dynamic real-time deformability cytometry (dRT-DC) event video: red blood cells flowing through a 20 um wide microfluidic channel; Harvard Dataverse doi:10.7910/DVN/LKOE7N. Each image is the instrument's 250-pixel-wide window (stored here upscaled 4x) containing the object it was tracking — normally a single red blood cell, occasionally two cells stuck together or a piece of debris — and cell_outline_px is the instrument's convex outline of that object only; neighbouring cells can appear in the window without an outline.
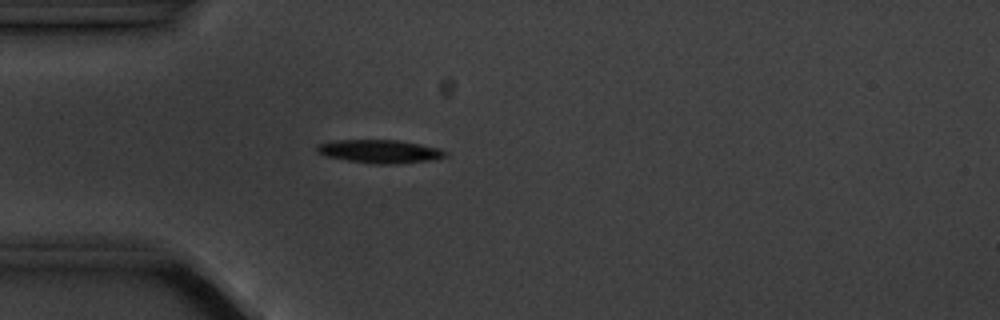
{"species": "common noctule bat (a hibernating species)", "species_latin": "Nyctalus noctula", "temperature_condition": "cold", "stored_images_in_passage": 4, "camera_frame_rate_fps": 3000, "um_per_image_px": 0.085, "animal": {"sex": "male", "body_mass_g": 20.1, "forearm_length_mm": 53.5}, "frame": {"image": 1, "passage_image": 4, "time_ms": 4.333, "image_size_px": [1000, 320], "cell_outline_px": [[448, 156], [436, 160], [396, 164], [372, 164], [324, 156], [316, 152], [316, 144], [336, 140], [396, 140], [420, 144], [440, 148], [448, 152]], "centroid_in_image_um": [32.31, 12.88], "position_along_channel_um": 52.7, "area_um2": 17.74}}